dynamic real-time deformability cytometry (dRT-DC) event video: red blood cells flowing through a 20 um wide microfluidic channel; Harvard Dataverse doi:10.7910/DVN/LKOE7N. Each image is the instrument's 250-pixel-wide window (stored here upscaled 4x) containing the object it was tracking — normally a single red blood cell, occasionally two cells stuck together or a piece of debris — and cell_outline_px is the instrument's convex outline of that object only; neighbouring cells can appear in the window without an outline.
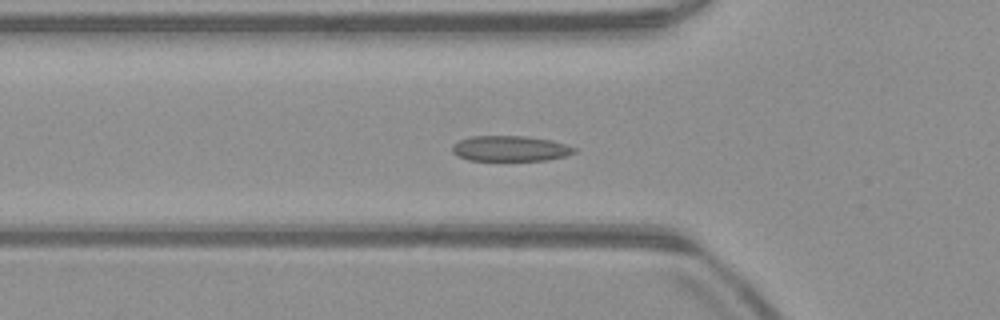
{"species": "common noctule bat (a hibernating species)", "species_latin": "Nyctalus noctula", "temperature_condition": "warm", "stored_images_in_passage": 43, "camera_frame_rate_fps": 3000, "um_per_image_px": 0.085, "animal": {"sex": "male", "body_mass_g": 23.1, "forearm_length_mm": 52.7}, "frame": {"image": 1, "passage_image": 7, "time_ms": 2.0, "image_size_px": [1000, 320], "cell_outline_px": [[576, 152], [564, 156], [548, 160], [468, 160], [456, 156], [452, 152], [452, 144], [460, 140], [472, 136], [528, 136], [552, 140], [576, 148]], "centroid_in_image_um": [43.35, 12.62], "position_along_channel_um": 82.5, "area_um2": 18.15}}
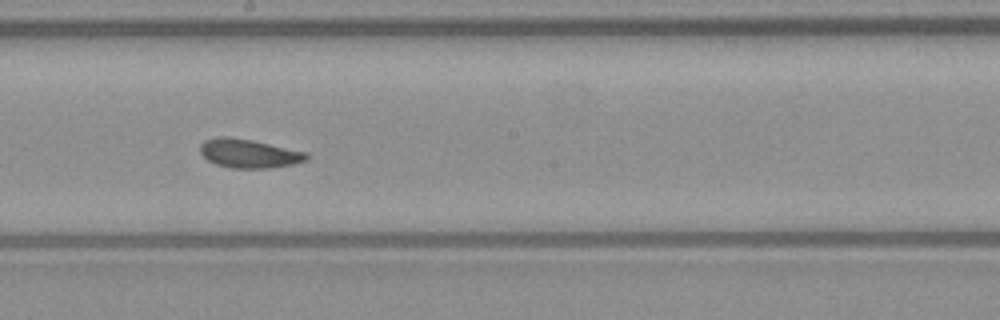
{"frame": {"image": 2, "passage_image": 18, "time_ms": 5.667, "image_size_px": [1000, 320], "cell_outline_px": [[308, 160], [292, 164], [268, 168], [232, 168], [216, 164], [208, 160], [200, 152], [200, 144], [204, 140], [216, 136], [228, 136], [252, 140], [308, 152]], "centroid_in_image_um": [21.15, 13.03], "position_along_channel_um": 227.1, "area_um2": 17.92}}
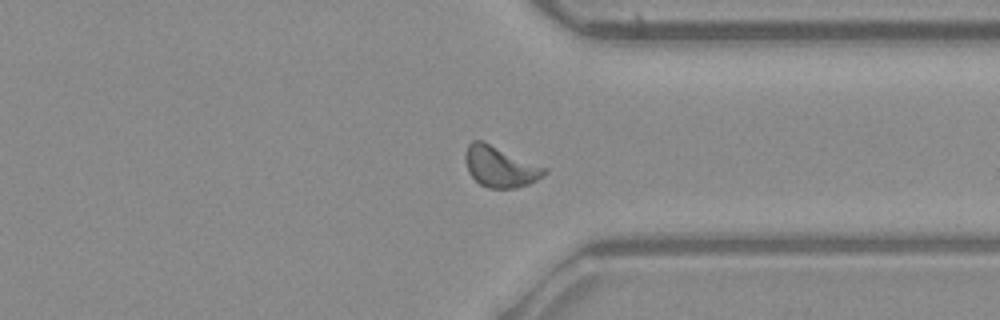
{"frame": {"image": 3, "passage_image": 29, "time_ms": 9.333, "image_size_px": [1000, 320], "cell_outline_px": [[548, 172], [544, 176], [528, 184], [516, 188], [488, 188], [480, 184], [468, 172], [464, 160], [464, 156], [468, 144], [472, 140], [480, 140], [548, 168]], "centroid_in_image_um": [42.51, 14.17], "position_along_channel_um": 368.9, "area_um2": 18.79}, "authors_computed_cell_mechanics": {"area_um2": 17.8602, "velocity_mm_per_s": 3.9306, "shape_relaxation_time_tau1_ms": 6.0955, "shape_relaxation_time_tau2_ms": 1.4079, "deformation_change_tau1": 0.1267, "deformation_change_tau2": 0.0786}}